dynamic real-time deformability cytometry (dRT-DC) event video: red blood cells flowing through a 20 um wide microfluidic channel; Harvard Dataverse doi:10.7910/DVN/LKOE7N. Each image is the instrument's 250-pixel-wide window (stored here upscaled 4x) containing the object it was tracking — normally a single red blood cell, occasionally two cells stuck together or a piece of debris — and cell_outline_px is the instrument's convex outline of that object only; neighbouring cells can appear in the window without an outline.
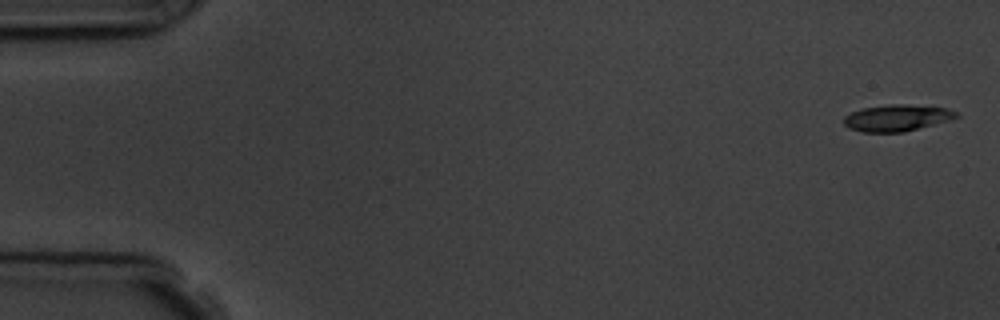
{"species": "common noctule bat (a hibernating species)", "species_latin": "Nyctalus noctula", "temperature_condition": "room temperature", "stored_images_in_passage": 3, "segment_of_instrument_passage": [2, 2], "camera_frame_rate_fps": 3000, "um_per_image_px": 0.085, "animal": {"sex": "male", "body_mass_g": 19.5, "forearm_length_mm": 54.6}, "frame": {"image": 1, "passage_image": 3, "time_ms": 2.333, "image_size_px": [1000, 320], "cell_outline_px": [[960, 116], [948, 120], [904, 132], [864, 132], [848, 128], [844, 124], [844, 116], [852, 112], [864, 108], [888, 104], [904, 104], [944, 108], [960, 112]], "centroid_in_image_um": [76.23, 10.02], "position_along_channel_um": 8.8, "area_um2": 17.22}}